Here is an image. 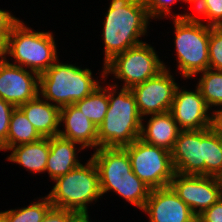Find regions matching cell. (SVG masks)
<instances>
[{
	"instance_id": "obj_1",
	"label": "cell",
	"mask_w": 222,
	"mask_h": 222,
	"mask_svg": "<svg viewBox=\"0 0 222 222\" xmlns=\"http://www.w3.org/2000/svg\"><path fill=\"white\" fill-rule=\"evenodd\" d=\"M104 19L101 80L105 82V65L116 55L143 43L140 38L148 33L151 18L143 0H111Z\"/></svg>"
},
{
	"instance_id": "obj_2",
	"label": "cell",
	"mask_w": 222,
	"mask_h": 222,
	"mask_svg": "<svg viewBox=\"0 0 222 222\" xmlns=\"http://www.w3.org/2000/svg\"><path fill=\"white\" fill-rule=\"evenodd\" d=\"M91 158L99 172L102 198L112 190L143 210L151 189L133 173L128 152L123 147H100Z\"/></svg>"
},
{
	"instance_id": "obj_3",
	"label": "cell",
	"mask_w": 222,
	"mask_h": 222,
	"mask_svg": "<svg viewBox=\"0 0 222 222\" xmlns=\"http://www.w3.org/2000/svg\"><path fill=\"white\" fill-rule=\"evenodd\" d=\"M108 84V110L98 127V148L124 147L140 138L142 116L131 89ZM118 91V92H117Z\"/></svg>"
},
{
	"instance_id": "obj_4",
	"label": "cell",
	"mask_w": 222,
	"mask_h": 222,
	"mask_svg": "<svg viewBox=\"0 0 222 222\" xmlns=\"http://www.w3.org/2000/svg\"><path fill=\"white\" fill-rule=\"evenodd\" d=\"M59 60L39 75V95L55 106L62 108L72 105L103 84L92 76L89 68L82 69Z\"/></svg>"
},
{
	"instance_id": "obj_5",
	"label": "cell",
	"mask_w": 222,
	"mask_h": 222,
	"mask_svg": "<svg viewBox=\"0 0 222 222\" xmlns=\"http://www.w3.org/2000/svg\"><path fill=\"white\" fill-rule=\"evenodd\" d=\"M174 45L177 68L183 78L198 76L209 68V26L193 14H174Z\"/></svg>"
},
{
	"instance_id": "obj_6",
	"label": "cell",
	"mask_w": 222,
	"mask_h": 222,
	"mask_svg": "<svg viewBox=\"0 0 222 222\" xmlns=\"http://www.w3.org/2000/svg\"><path fill=\"white\" fill-rule=\"evenodd\" d=\"M56 44L52 32L34 31L19 20L7 35L6 56L14 58L11 64L40 75L58 60Z\"/></svg>"
},
{
	"instance_id": "obj_7",
	"label": "cell",
	"mask_w": 222,
	"mask_h": 222,
	"mask_svg": "<svg viewBox=\"0 0 222 222\" xmlns=\"http://www.w3.org/2000/svg\"><path fill=\"white\" fill-rule=\"evenodd\" d=\"M53 181L55 185L46 196L54 208L88 212V204L102 197L99 172L91 157L85 165L81 163Z\"/></svg>"
},
{
	"instance_id": "obj_8",
	"label": "cell",
	"mask_w": 222,
	"mask_h": 222,
	"mask_svg": "<svg viewBox=\"0 0 222 222\" xmlns=\"http://www.w3.org/2000/svg\"><path fill=\"white\" fill-rule=\"evenodd\" d=\"M155 49L146 42L127 49L116 55L105 65V77L113 74L123 81L122 88L131 89L135 85L155 77L164 69Z\"/></svg>"
},
{
	"instance_id": "obj_9",
	"label": "cell",
	"mask_w": 222,
	"mask_h": 222,
	"mask_svg": "<svg viewBox=\"0 0 222 222\" xmlns=\"http://www.w3.org/2000/svg\"><path fill=\"white\" fill-rule=\"evenodd\" d=\"M129 154L133 173L150 189L168 187L174 176L171 152L138 138L123 147Z\"/></svg>"
},
{
	"instance_id": "obj_10",
	"label": "cell",
	"mask_w": 222,
	"mask_h": 222,
	"mask_svg": "<svg viewBox=\"0 0 222 222\" xmlns=\"http://www.w3.org/2000/svg\"><path fill=\"white\" fill-rule=\"evenodd\" d=\"M170 71V67L167 68V65H164V69L155 77L131 88L143 119H146L148 115L170 111L176 89L179 86Z\"/></svg>"
},
{
	"instance_id": "obj_11",
	"label": "cell",
	"mask_w": 222,
	"mask_h": 222,
	"mask_svg": "<svg viewBox=\"0 0 222 222\" xmlns=\"http://www.w3.org/2000/svg\"><path fill=\"white\" fill-rule=\"evenodd\" d=\"M169 186L196 216L222 197V186L218 177L175 172Z\"/></svg>"
},
{
	"instance_id": "obj_12",
	"label": "cell",
	"mask_w": 222,
	"mask_h": 222,
	"mask_svg": "<svg viewBox=\"0 0 222 222\" xmlns=\"http://www.w3.org/2000/svg\"><path fill=\"white\" fill-rule=\"evenodd\" d=\"M207 128L181 130L171 151L174 171L183 175H204Z\"/></svg>"
},
{
	"instance_id": "obj_13",
	"label": "cell",
	"mask_w": 222,
	"mask_h": 222,
	"mask_svg": "<svg viewBox=\"0 0 222 222\" xmlns=\"http://www.w3.org/2000/svg\"><path fill=\"white\" fill-rule=\"evenodd\" d=\"M39 75L7 59L0 64V98L15 107L34 99L38 94Z\"/></svg>"
},
{
	"instance_id": "obj_14",
	"label": "cell",
	"mask_w": 222,
	"mask_h": 222,
	"mask_svg": "<svg viewBox=\"0 0 222 222\" xmlns=\"http://www.w3.org/2000/svg\"><path fill=\"white\" fill-rule=\"evenodd\" d=\"M177 87L170 113L181 130H200L209 128L210 109L206 105L200 89L189 91Z\"/></svg>"
},
{
	"instance_id": "obj_15",
	"label": "cell",
	"mask_w": 222,
	"mask_h": 222,
	"mask_svg": "<svg viewBox=\"0 0 222 222\" xmlns=\"http://www.w3.org/2000/svg\"><path fill=\"white\" fill-rule=\"evenodd\" d=\"M142 211L149 216L148 222H197V216L170 186L151 189Z\"/></svg>"
},
{
	"instance_id": "obj_16",
	"label": "cell",
	"mask_w": 222,
	"mask_h": 222,
	"mask_svg": "<svg viewBox=\"0 0 222 222\" xmlns=\"http://www.w3.org/2000/svg\"><path fill=\"white\" fill-rule=\"evenodd\" d=\"M59 123L65 128L59 130L60 137L78 143L84 149H98V127L74 104L60 108Z\"/></svg>"
},
{
	"instance_id": "obj_17",
	"label": "cell",
	"mask_w": 222,
	"mask_h": 222,
	"mask_svg": "<svg viewBox=\"0 0 222 222\" xmlns=\"http://www.w3.org/2000/svg\"><path fill=\"white\" fill-rule=\"evenodd\" d=\"M42 138L57 136L60 130V108L39 94L19 106Z\"/></svg>"
},
{
	"instance_id": "obj_18",
	"label": "cell",
	"mask_w": 222,
	"mask_h": 222,
	"mask_svg": "<svg viewBox=\"0 0 222 222\" xmlns=\"http://www.w3.org/2000/svg\"><path fill=\"white\" fill-rule=\"evenodd\" d=\"M146 125L142 119L140 139L169 152L173 150L181 129L170 112L148 115Z\"/></svg>"
},
{
	"instance_id": "obj_19",
	"label": "cell",
	"mask_w": 222,
	"mask_h": 222,
	"mask_svg": "<svg viewBox=\"0 0 222 222\" xmlns=\"http://www.w3.org/2000/svg\"><path fill=\"white\" fill-rule=\"evenodd\" d=\"M81 150H84V148L71 140L62 138L59 135L50 137V152L45 172H48L51 180L67 174L81 164L77 155Z\"/></svg>"
},
{
	"instance_id": "obj_20",
	"label": "cell",
	"mask_w": 222,
	"mask_h": 222,
	"mask_svg": "<svg viewBox=\"0 0 222 222\" xmlns=\"http://www.w3.org/2000/svg\"><path fill=\"white\" fill-rule=\"evenodd\" d=\"M9 150L12 152L6 160L21 165L26 171L33 174H40L45 172L50 152V138H41L36 142L20 144Z\"/></svg>"
},
{
	"instance_id": "obj_21",
	"label": "cell",
	"mask_w": 222,
	"mask_h": 222,
	"mask_svg": "<svg viewBox=\"0 0 222 222\" xmlns=\"http://www.w3.org/2000/svg\"><path fill=\"white\" fill-rule=\"evenodd\" d=\"M41 138L24 112L15 107L10 117L7 141L0 147V151H9L11 147L36 142Z\"/></svg>"
},
{
	"instance_id": "obj_22",
	"label": "cell",
	"mask_w": 222,
	"mask_h": 222,
	"mask_svg": "<svg viewBox=\"0 0 222 222\" xmlns=\"http://www.w3.org/2000/svg\"><path fill=\"white\" fill-rule=\"evenodd\" d=\"M74 105L99 127L104 121L109 106L108 85H99L89 96L75 102Z\"/></svg>"
},
{
	"instance_id": "obj_23",
	"label": "cell",
	"mask_w": 222,
	"mask_h": 222,
	"mask_svg": "<svg viewBox=\"0 0 222 222\" xmlns=\"http://www.w3.org/2000/svg\"><path fill=\"white\" fill-rule=\"evenodd\" d=\"M197 87L209 109L222 106V71L208 68L200 74Z\"/></svg>"
},
{
	"instance_id": "obj_24",
	"label": "cell",
	"mask_w": 222,
	"mask_h": 222,
	"mask_svg": "<svg viewBox=\"0 0 222 222\" xmlns=\"http://www.w3.org/2000/svg\"><path fill=\"white\" fill-rule=\"evenodd\" d=\"M39 200L27 207L3 211L4 222H42L53 206L47 196Z\"/></svg>"
},
{
	"instance_id": "obj_25",
	"label": "cell",
	"mask_w": 222,
	"mask_h": 222,
	"mask_svg": "<svg viewBox=\"0 0 222 222\" xmlns=\"http://www.w3.org/2000/svg\"><path fill=\"white\" fill-rule=\"evenodd\" d=\"M222 173V138L207 128L205 176L219 177Z\"/></svg>"
},
{
	"instance_id": "obj_26",
	"label": "cell",
	"mask_w": 222,
	"mask_h": 222,
	"mask_svg": "<svg viewBox=\"0 0 222 222\" xmlns=\"http://www.w3.org/2000/svg\"><path fill=\"white\" fill-rule=\"evenodd\" d=\"M209 68L222 71V27L209 26Z\"/></svg>"
},
{
	"instance_id": "obj_27",
	"label": "cell",
	"mask_w": 222,
	"mask_h": 222,
	"mask_svg": "<svg viewBox=\"0 0 222 222\" xmlns=\"http://www.w3.org/2000/svg\"><path fill=\"white\" fill-rule=\"evenodd\" d=\"M210 27H222V0H202L194 9Z\"/></svg>"
},
{
	"instance_id": "obj_28",
	"label": "cell",
	"mask_w": 222,
	"mask_h": 222,
	"mask_svg": "<svg viewBox=\"0 0 222 222\" xmlns=\"http://www.w3.org/2000/svg\"><path fill=\"white\" fill-rule=\"evenodd\" d=\"M178 1L179 0H143L151 19H161L167 15L171 17L172 7L170 6ZM180 1L183 2V0Z\"/></svg>"
},
{
	"instance_id": "obj_29",
	"label": "cell",
	"mask_w": 222,
	"mask_h": 222,
	"mask_svg": "<svg viewBox=\"0 0 222 222\" xmlns=\"http://www.w3.org/2000/svg\"><path fill=\"white\" fill-rule=\"evenodd\" d=\"M14 109L15 106L0 98V147L7 141L10 117Z\"/></svg>"
},
{
	"instance_id": "obj_30",
	"label": "cell",
	"mask_w": 222,
	"mask_h": 222,
	"mask_svg": "<svg viewBox=\"0 0 222 222\" xmlns=\"http://www.w3.org/2000/svg\"><path fill=\"white\" fill-rule=\"evenodd\" d=\"M197 222H222V197L198 215Z\"/></svg>"
},
{
	"instance_id": "obj_31",
	"label": "cell",
	"mask_w": 222,
	"mask_h": 222,
	"mask_svg": "<svg viewBox=\"0 0 222 222\" xmlns=\"http://www.w3.org/2000/svg\"><path fill=\"white\" fill-rule=\"evenodd\" d=\"M76 212L52 207L42 220V222H69Z\"/></svg>"
},
{
	"instance_id": "obj_32",
	"label": "cell",
	"mask_w": 222,
	"mask_h": 222,
	"mask_svg": "<svg viewBox=\"0 0 222 222\" xmlns=\"http://www.w3.org/2000/svg\"><path fill=\"white\" fill-rule=\"evenodd\" d=\"M19 18L13 16L8 10L0 9V36L7 37L12 27L19 21Z\"/></svg>"
},
{
	"instance_id": "obj_33",
	"label": "cell",
	"mask_w": 222,
	"mask_h": 222,
	"mask_svg": "<svg viewBox=\"0 0 222 222\" xmlns=\"http://www.w3.org/2000/svg\"><path fill=\"white\" fill-rule=\"evenodd\" d=\"M209 129L222 138V106L210 112Z\"/></svg>"
},
{
	"instance_id": "obj_34",
	"label": "cell",
	"mask_w": 222,
	"mask_h": 222,
	"mask_svg": "<svg viewBox=\"0 0 222 222\" xmlns=\"http://www.w3.org/2000/svg\"><path fill=\"white\" fill-rule=\"evenodd\" d=\"M69 222H92L89 220V213L88 212H79L75 213Z\"/></svg>"
},
{
	"instance_id": "obj_35",
	"label": "cell",
	"mask_w": 222,
	"mask_h": 222,
	"mask_svg": "<svg viewBox=\"0 0 222 222\" xmlns=\"http://www.w3.org/2000/svg\"><path fill=\"white\" fill-rule=\"evenodd\" d=\"M6 38L0 36V64L7 60L6 56Z\"/></svg>"
},
{
	"instance_id": "obj_36",
	"label": "cell",
	"mask_w": 222,
	"mask_h": 222,
	"mask_svg": "<svg viewBox=\"0 0 222 222\" xmlns=\"http://www.w3.org/2000/svg\"><path fill=\"white\" fill-rule=\"evenodd\" d=\"M202 0H183V2H187L189 3V5L191 4L193 7V10L198 6V4L201 2Z\"/></svg>"
},
{
	"instance_id": "obj_37",
	"label": "cell",
	"mask_w": 222,
	"mask_h": 222,
	"mask_svg": "<svg viewBox=\"0 0 222 222\" xmlns=\"http://www.w3.org/2000/svg\"><path fill=\"white\" fill-rule=\"evenodd\" d=\"M0 222H4V218H3V211H0Z\"/></svg>"
},
{
	"instance_id": "obj_38",
	"label": "cell",
	"mask_w": 222,
	"mask_h": 222,
	"mask_svg": "<svg viewBox=\"0 0 222 222\" xmlns=\"http://www.w3.org/2000/svg\"><path fill=\"white\" fill-rule=\"evenodd\" d=\"M218 179H219V182H220V184L222 186V173L219 175Z\"/></svg>"
}]
</instances>
